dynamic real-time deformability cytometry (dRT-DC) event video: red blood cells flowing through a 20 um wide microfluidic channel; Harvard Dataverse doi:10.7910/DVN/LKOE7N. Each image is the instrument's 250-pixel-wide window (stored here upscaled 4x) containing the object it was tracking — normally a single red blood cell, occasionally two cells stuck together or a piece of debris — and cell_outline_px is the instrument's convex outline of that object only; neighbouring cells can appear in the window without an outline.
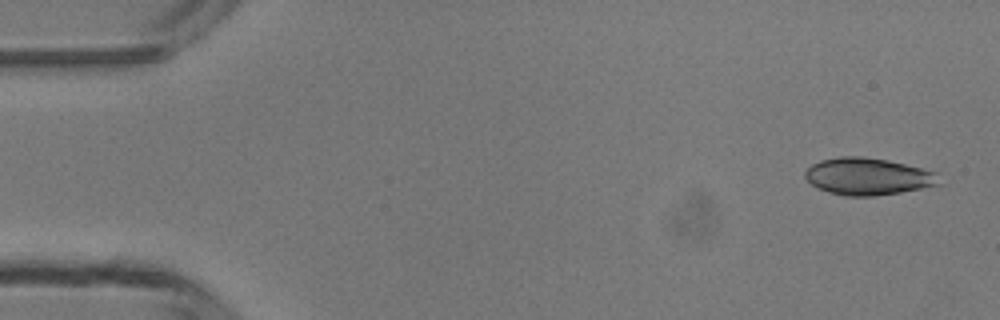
{"species": "common noctule bat (a hibernating species)", "species_latin": "Nyctalus noctula", "temperature_condition": "room temperature", "stored_images_in_passage": 5, "camera_frame_rate_fps": 3000, "um_per_image_px": 0.085, "animal": {"sex": "male", "body_mass_g": 13.3}, "frame": {"image": 1, "passage_image": 1, "time_ms": 0.0, "image_size_px": [1000, 320], "cell_outline_px": [[944, 184], [900, 192], [872, 196], [844, 196], [828, 192], [812, 184], [804, 176], [804, 172], [812, 164], [820, 160], [840, 156], [864, 156], [888, 160], [936, 172]], "centroid_in_image_um": [73.79, 14.99], "position_along_channel_um": 11.2, "area_um2": 29.02}}